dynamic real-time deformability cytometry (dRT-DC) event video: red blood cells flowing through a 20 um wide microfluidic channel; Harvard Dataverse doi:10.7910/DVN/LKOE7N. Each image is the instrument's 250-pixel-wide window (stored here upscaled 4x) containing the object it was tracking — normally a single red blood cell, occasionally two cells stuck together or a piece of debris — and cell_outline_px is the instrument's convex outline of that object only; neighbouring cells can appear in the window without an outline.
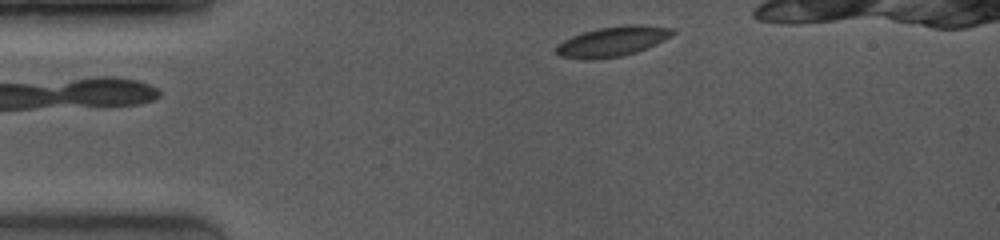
{"species": "common noctule bat (a hibernating species)", "species_latin": "Nyctalus noctula", "temperature_condition": "room temperature", "stored_images_in_passage": 23, "camera_frame_rate_fps": 4000, "um_per_image_px": 0.085, "animal": {"sex": "female", "body_mass_g": 19.0, "forearm_length_mm": 53.3}, "frame": {"image": 1, "passage_image": 1, "time_ms": 0.0, "image_size_px": [1000, 240], "cell_outline_px": [[676, 32], [672, 36], [656, 44], [636, 52], [620, 56], [592, 60], [584, 60], [560, 56], [552, 52], [552, 48], [556, 44], [572, 36], [584, 32], [600, 28], [624, 24], [644, 24], [676, 28]], "centroid_in_image_um": [52.05, 3.52], "position_along_channel_um": 33.0, "area_um2": 20.81}}
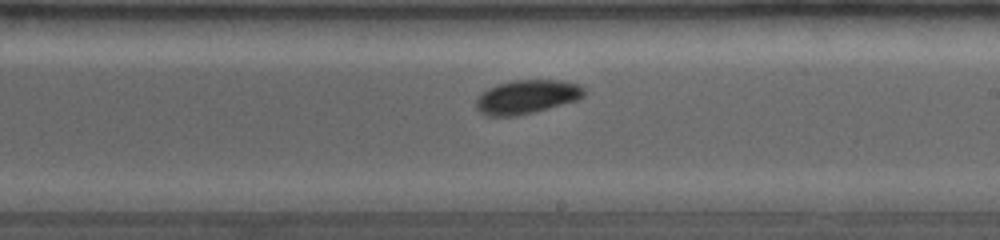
{"frame": {"image": 2, "passage_image": 14, "time_ms": 6.25, "image_size_px": [1000, 240], "cell_outline_px": [[584, 96], [576, 100], [548, 108], [516, 116], [488, 116], [480, 112], [476, 108], [476, 100], [488, 88], [496, 84], [512, 80], [560, 80], [580, 84], [584, 88]], "centroid_in_image_um": [44.78, 8.22], "position_along_channel_um": 244.2, "area_um2": 21.15}}
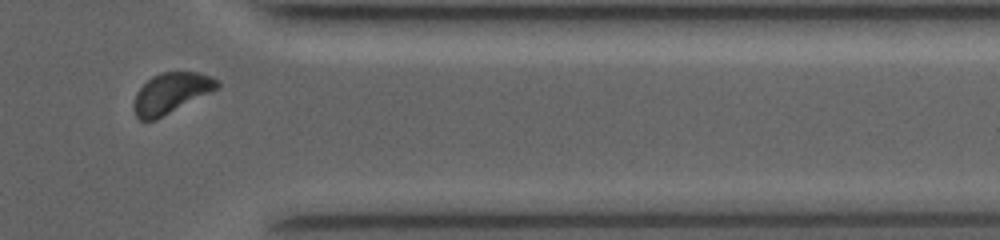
{"frame": {"image": 3, "passage_image": 21, "time_ms": 10.0, "image_size_px": [1000, 240], "cell_outline_px": [[220, 84], [216, 88], [156, 120], [140, 120], [136, 116], [132, 104], [136, 92], [152, 76], [160, 72], [200, 72], [212, 76], [220, 80]], "centroid_in_image_um": [14.51, 7.9], "position_along_channel_um": 396.9, "area_um2": 19.48}}